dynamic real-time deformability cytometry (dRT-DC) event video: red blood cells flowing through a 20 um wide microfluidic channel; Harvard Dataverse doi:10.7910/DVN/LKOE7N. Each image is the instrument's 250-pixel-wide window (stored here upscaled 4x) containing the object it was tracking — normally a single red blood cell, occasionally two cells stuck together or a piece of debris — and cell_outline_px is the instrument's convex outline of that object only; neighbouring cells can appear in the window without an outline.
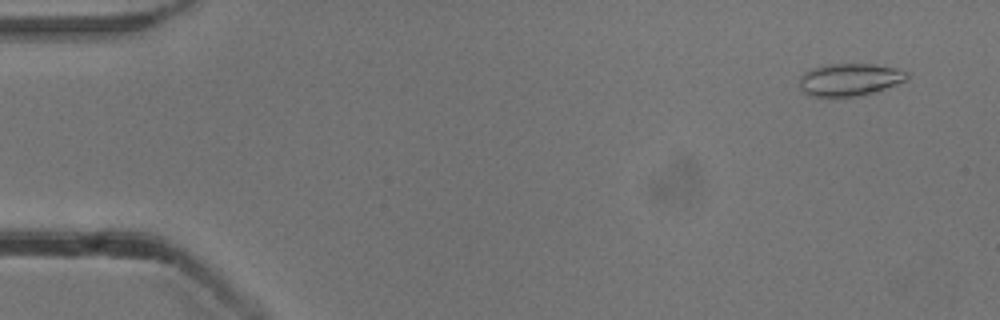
{"species": "common noctule bat (a hibernating species)", "species_latin": "Nyctalus noctula", "temperature_condition": "cold", "stored_images_in_passage": 54, "camera_frame_rate_fps": 3000, "um_per_image_px": 0.085, "animal": {"sex": "male", "body_mass_g": 13.3}, "frame": {"image": 1, "passage_image": 4, "time_ms": 1.0, "image_size_px": [1000, 320], "cell_outline_px": [[908, 80], [876, 92], [860, 96], [812, 96], [804, 92], [800, 88], [800, 76], [808, 68], [828, 64], [872, 64], [896, 68], [908, 72]], "centroid_in_image_um": [72.23, 6.76], "position_along_channel_um": 12.8, "area_um2": 20.52}}
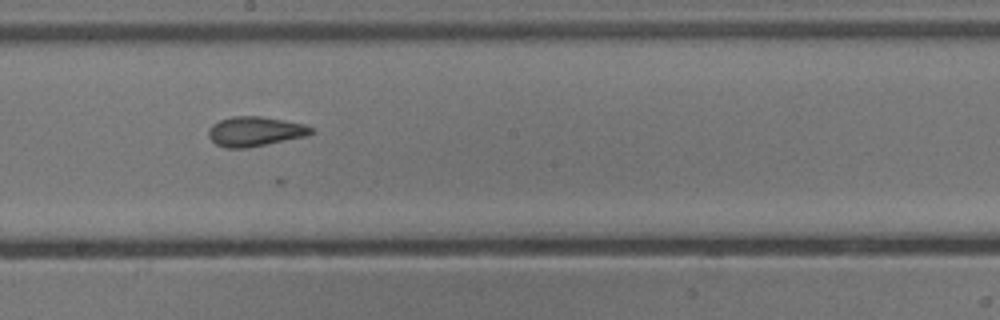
{"frame": {"image": 2, "passage_image": 30, "time_ms": 9.667, "image_size_px": [1000, 320], "cell_outline_px": [[312, 132], [308, 136], [248, 148], [224, 148], [216, 144], [208, 136], [208, 128], [212, 124], [220, 120], [232, 116], [260, 116], [304, 124], [312, 128]], "centroid_in_image_um": [21.65, 11.18], "position_along_channel_um": 226.6, "area_um2": 17.8}}
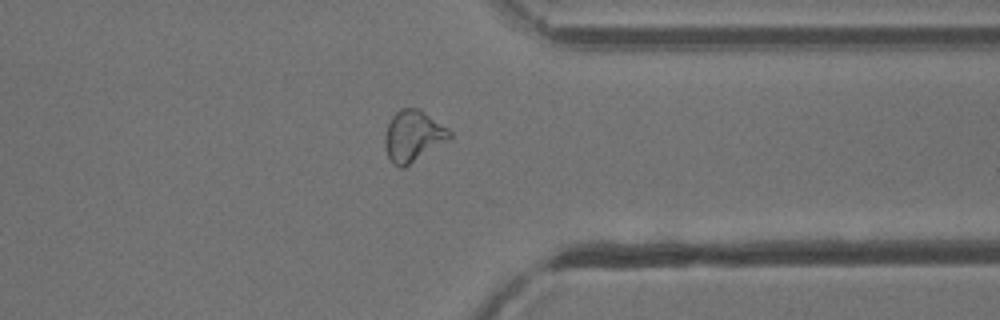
{"frame": {"image": 3, "passage_image": 42, "time_ms": 13.667, "image_size_px": [1000, 320], "cell_outline_px": [[452, 136], [448, 140], [404, 168], [400, 168], [392, 164], [388, 156], [384, 144], [384, 136], [388, 124], [392, 116], [400, 108], [420, 108], [448, 128], [452, 132]], "centroid_in_image_um": [35.11, 11.56], "position_along_channel_um": 376.3, "area_um2": 19.42}, "authors_computed_cell_mechanics": {"area_um2": 19.074, "velocity_mm_per_s": 3.8605, "shape_relaxation_time_tau1_ms": 7.7138, "shape_relaxation_time_tau2_ms": 2.4395, "deformation_change_tau1": null, "deformation_change_tau2": 0.0805}}